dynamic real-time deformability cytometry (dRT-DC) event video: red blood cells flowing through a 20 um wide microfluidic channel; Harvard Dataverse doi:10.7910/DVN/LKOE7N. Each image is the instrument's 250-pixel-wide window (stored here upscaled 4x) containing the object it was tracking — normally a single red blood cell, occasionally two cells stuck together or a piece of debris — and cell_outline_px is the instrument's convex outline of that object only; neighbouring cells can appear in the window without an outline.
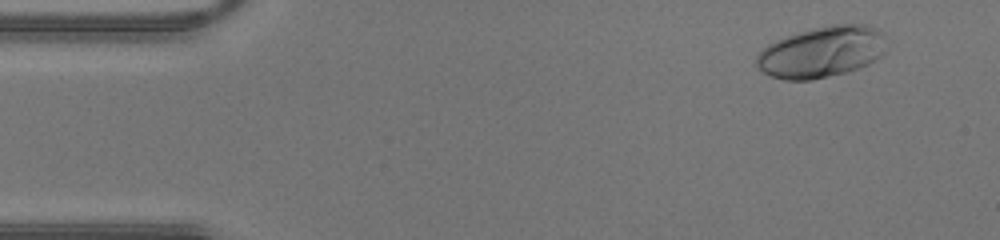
{"species": "human", "species_latin": "Homo sapiens", "temperature_condition": "warm", "stored_images_in_passage": 43, "camera_frame_rate_fps": 3000, "um_per_image_px": 0.085, "donor": {"sex": "male"}, "frame": {"image": 1, "passage_image": 4, "time_ms": 1.0, "image_size_px": [1000, 240], "cell_outline_px": [[888, 32], [884, 52], [880, 56], [868, 64], [860, 68], [812, 80], [784, 80], [772, 76], [764, 72], [756, 64], [756, 56], [768, 44], [776, 40], [796, 32], [808, 28], [832, 24], [868, 24], [880, 28]], "centroid_in_image_um": [69.91, 4.38], "position_along_channel_um": 15.1, "area_um2": 39.3}}
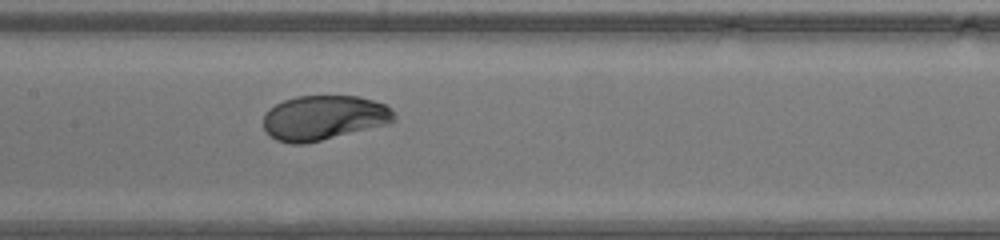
{"frame": {"image": 2, "passage_image": 21, "time_ms": 6.667, "image_size_px": [1000, 240], "cell_outline_px": [[396, 120], [388, 124], [304, 144], [292, 144], [276, 140], [264, 128], [264, 112], [268, 108], [284, 100], [296, 96], [356, 96], [372, 100], [384, 104], [392, 108], [396, 112]], "centroid_in_image_um": [27.54, 10.0], "position_along_channel_um": 179.9, "area_um2": 34.1}}
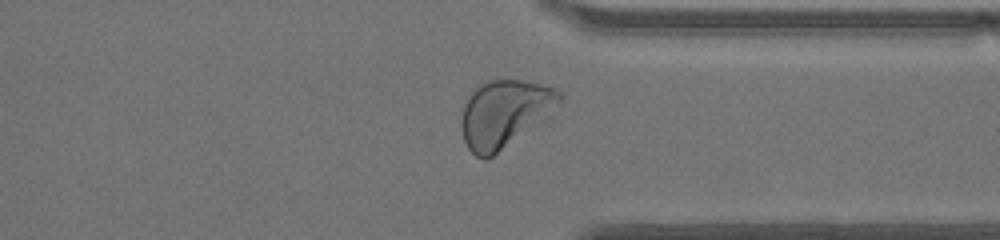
{"frame": {"image": 3, "passage_image": 33, "time_ms": 10.667, "image_size_px": [1000, 240], "cell_outline_px": [[564, 96], [552, 120], [492, 156], [484, 160], [476, 156], [468, 148], [464, 140], [460, 124], [460, 120], [464, 104], [472, 88], [484, 80], [520, 80], [540, 84], [556, 88]], "centroid_in_image_um": [42.97, 9.67], "position_along_channel_um": 368.4, "area_um2": 40.23}}